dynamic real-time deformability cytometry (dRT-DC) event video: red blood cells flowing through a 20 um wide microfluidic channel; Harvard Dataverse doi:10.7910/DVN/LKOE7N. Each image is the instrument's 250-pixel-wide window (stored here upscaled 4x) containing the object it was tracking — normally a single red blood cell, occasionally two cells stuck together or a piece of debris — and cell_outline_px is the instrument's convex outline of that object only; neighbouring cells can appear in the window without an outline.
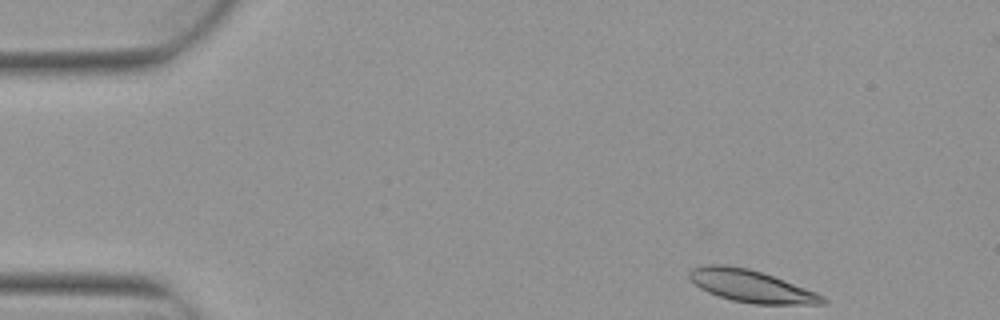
{"species": "Egyptian fruit bat (a non-hibernating species)", "species_latin": "Rousettus aegyptiacus", "temperature_condition": "warm", "stored_images_in_passage": 4, "camera_frame_rate_fps": 3000, "um_per_image_px": 0.085, "animal": {"sex": "female"}, "frame": {"image": 1, "passage_image": 4, "time_ms": 1.0, "image_size_px": [1000, 320], "cell_outline_px": [[828, 304], [752, 304], [732, 300], [708, 292], [700, 288], [688, 276], [688, 272], [692, 268], [708, 264], [724, 264], [748, 268], [784, 280], [816, 292], [824, 296], [828, 300]], "centroid_in_image_um": [63.87, 24.32], "position_along_channel_um": 21.1, "area_um2": 24.91}}